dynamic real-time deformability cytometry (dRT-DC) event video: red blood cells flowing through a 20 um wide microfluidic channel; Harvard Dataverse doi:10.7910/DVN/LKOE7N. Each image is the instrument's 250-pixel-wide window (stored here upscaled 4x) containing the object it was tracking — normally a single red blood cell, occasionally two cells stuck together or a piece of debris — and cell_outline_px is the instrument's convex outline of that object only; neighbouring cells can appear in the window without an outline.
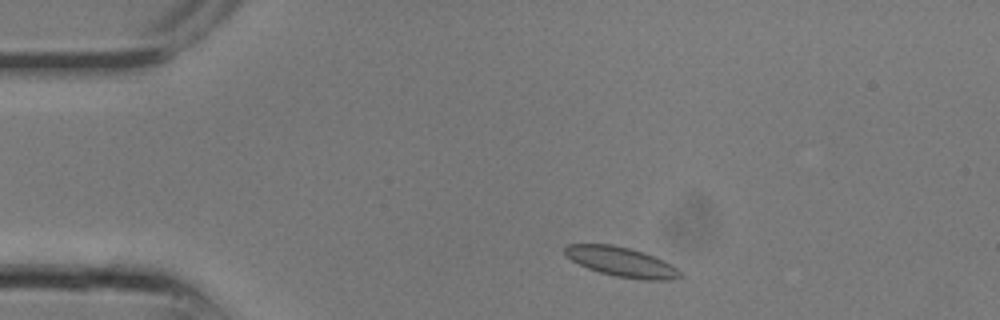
{"species": "common noctule bat (a hibernating species)", "species_latin": "Nyctalus noctula", "temperature_condition": "room temperature", "stored_images_in_passage": 8, "camera_frame_rate_fps": 3000, "um_per_image_px": 0.085, "animal": {"sex": "male", "body_mass_g": 13.3}, "frame": {"image": 1, "passage_image": 2, "time_ms": 0.333, "image_size_px": [1000, 320], "cell_outline_px": [[684, 276], [672, 280], [640, 280], [616, 276], [600, 272], [588, 268], [572, 260], [564, 252], [564, 248], [568, 244], [612, 244], [644, 252], [684, 272]], "centroid_in_image_um": [52.85, 22.27], "position_along_channel_um": 32.1, "area_um2": 19.71}}
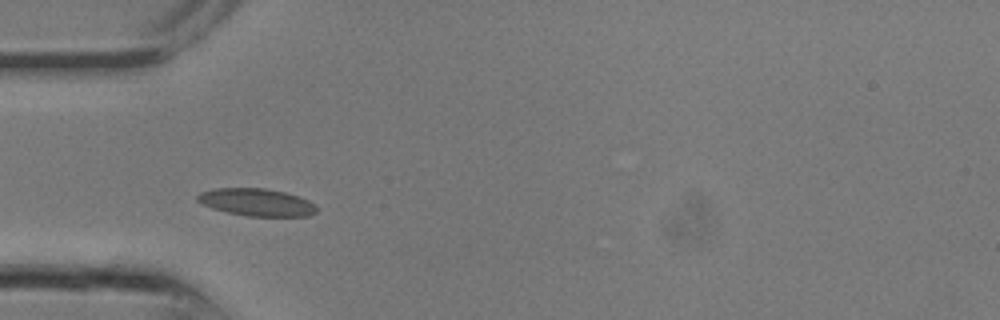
{"frame": {"image": 2, "passage_image": 5, "time_ms": 1.333, "image_size_px": [1000, 320], "cell_outline_px": [[316, 212], [308, 216], [248, 216], [228, 212], [212, 208], [196, 200], [196, 196], [200, 192], [212, 188], [264, 188], [284, 192], [300, 196], [316, 204]], "centroid_in_image_um": [21.82, 17.18], "position_along_channel_um": 63.2, "area_um2": 19.07}}
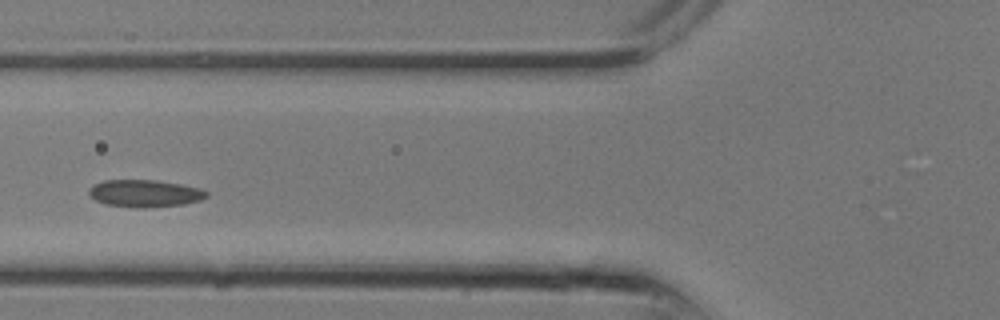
{"frame": {"image": 3, "passage_image": 7, "time_ms": 2.0, "image_size_px": [1000, 320], "cell_outline_px": [[208, 196], [200, 200], [184, 204], [144, 208], [136, 208], [104, 204], [88, 196], [88, 188], [92, 184], [104, 180], [156, 180], [180, 184], [200, 188], [208, 192]], "centroid_in_image_um": [12.26, 16.44], "position_along_channel_um": 113.5, "area_um2": 18.9}}